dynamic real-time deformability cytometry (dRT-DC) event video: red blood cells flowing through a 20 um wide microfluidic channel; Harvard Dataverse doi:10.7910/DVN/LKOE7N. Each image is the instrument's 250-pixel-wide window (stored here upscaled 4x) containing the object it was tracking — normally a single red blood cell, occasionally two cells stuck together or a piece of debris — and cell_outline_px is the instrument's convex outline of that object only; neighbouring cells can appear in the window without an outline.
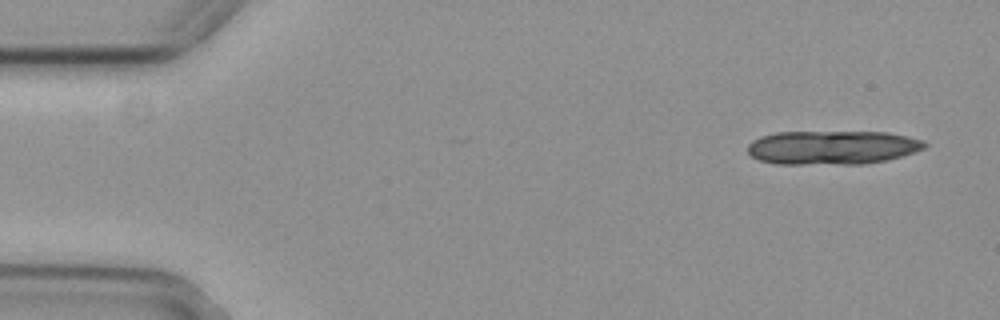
{"species": "common noctule bat (a hibernating species)", "species_latin": "Nyctalus noctula", "temperature_condition": "cold", "stored_images_in_passage": 6, "segment_of_instrument_passage": [1, 2], "camera_frame_rate_fps": 3000, "um_per_image_px": 0.085, "animal": {"sex": "female", "body_mass_g": 29.2, "forearm_length_mm": 56.3}, "frame": {"image": 1, "passage_image": 1, "time_ms": 0.0, "image_size_px": [1000, 320], "cell_outline_px": [[928, 144], [924, 148], [888, 160], [864, 164], [776, 164], [760, 160], [752, 156], [748, 152], [748, 144], [752, 140], [760, 136], [776, 132], [888, 132], [908, 136], [924, 140]], "centroid_in_image_um": [70.74, 12.53], "position_along_channel_um": 14.3, "area_um2": 35.14}}